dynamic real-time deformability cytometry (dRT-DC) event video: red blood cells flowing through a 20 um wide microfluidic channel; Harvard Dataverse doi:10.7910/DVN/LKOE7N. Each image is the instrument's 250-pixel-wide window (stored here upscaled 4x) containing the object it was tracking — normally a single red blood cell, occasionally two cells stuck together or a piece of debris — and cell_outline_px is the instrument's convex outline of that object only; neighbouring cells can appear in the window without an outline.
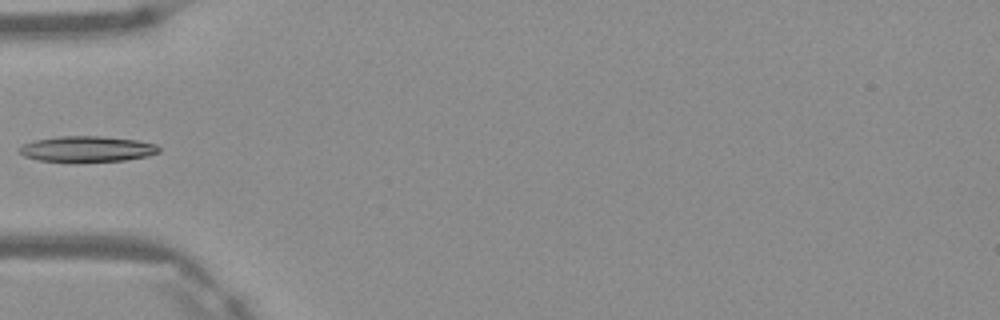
{"species": "Egyptian fruit bat (a non-hibernating species)", "species_latin": "Rousettus aegyptiacus", "temperature_condition": "warm", "stored_images_in_passage": 5, "camera_frame_rate_fps": 3000, "um_per_image_px": 0.085, "frame": {"image": 1, "passage_image": 5, "time_ms": 1.333, "image_size_px": [1000, 320], "cell_outline_px": [[160, 152], [148, 156], [124, 160], [40, 160], [24, 156], [20, 152], [20, 148], [24, 144], [36, 140], [60, 136], [100, 136], [136, 140], [156, 144], [160, 148]], "centroid_in_image_um": [7.46, 12.64], "position_along_channel_um": 77.5, "area_um2": 20.17}}